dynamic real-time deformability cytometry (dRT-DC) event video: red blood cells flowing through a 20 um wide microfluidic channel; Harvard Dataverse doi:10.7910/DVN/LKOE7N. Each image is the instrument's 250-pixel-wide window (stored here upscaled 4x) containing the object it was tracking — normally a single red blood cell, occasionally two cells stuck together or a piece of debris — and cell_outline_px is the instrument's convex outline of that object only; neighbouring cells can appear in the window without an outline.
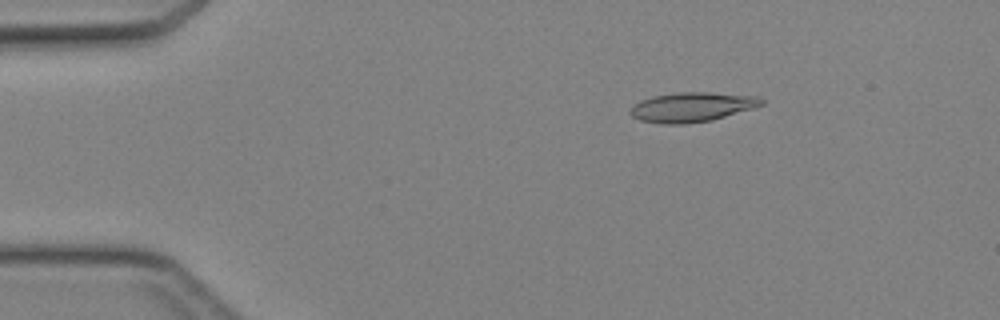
{"species": "Egyptian fruit bat (a non-hibernating species)", "species_latin": "Rousettus aegyptiacus", "temperature_condition": "cold", "stored_images_in_passage": 45, "camera_frame_rate_fps": 3000, "um_per_image_px": 0.085, "animal": {"sex": "female"}, "frame": {"image": 1, "passage_image": 7, "time_ms": 2.0, "image_size_px": [1000, 320], "cell_outline_px": [[764, 104], [752, 108], [712, 120], [684, 124], [664, 124], [640, 120], [632, 116], [632, 108], [640, 100], [652, 96], [680, 92], [708, 92], [756, 96], [764, 100]], "centroid_in_image_um": [58.83, 9.09], "position_along_channel_um": 26.2, "area_um2": 22.31}}
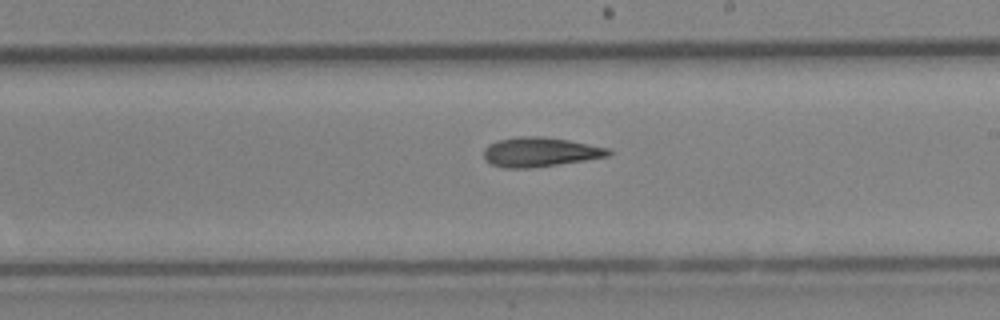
{"frame": {"image": 2, "passage_image": 26, "time_ms": 8.333, "image_size_px": [1000, 320], "cell_outline_px": [[612, 152], [608, 156], [584, 160], [528, 168], [504, 168], [492, 164], [484, 160], [484, 148], [488, 144], [496, 140], [516, 136], [540, 136], [568, 140], [608, 148]], "centroid_in_image_um": [45.83, 12.91], "position_along_channel_um": 243.2, "area_um2": 21.27}}
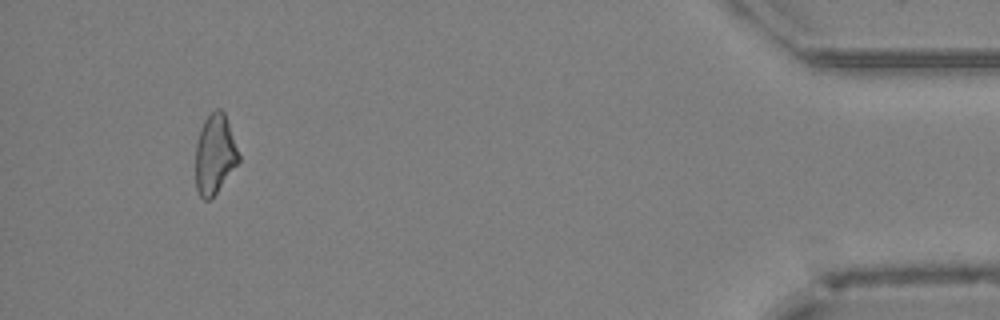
{"frame": {"image": 3, "passage_image": 42, "time_ms": 13.667, "image_size_px": [1000, 320], "cell_outline_px": [[240, 160], [216, 192], [208, 200], [204, 200], [200, 196], [196, 188], [196, 144], [200, 128], [204, 120], [216, 108], [220, 108], [224, 112], [240, 156]], "centroid_in_image_um": [18.25, 13.09], "position_along_channel_um": 417.0, "area_um2": 19.71}}